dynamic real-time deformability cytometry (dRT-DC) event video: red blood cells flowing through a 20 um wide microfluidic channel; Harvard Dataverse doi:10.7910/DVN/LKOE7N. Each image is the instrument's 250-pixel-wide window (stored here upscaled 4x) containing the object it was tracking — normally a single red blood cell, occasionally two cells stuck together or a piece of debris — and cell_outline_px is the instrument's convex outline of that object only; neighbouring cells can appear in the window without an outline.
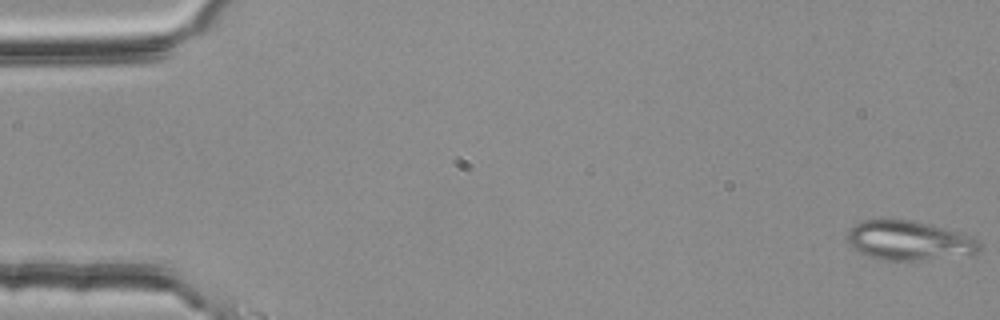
{"species": "common noctule bat (a hibernating species)", "species_latin": "Nyctalus noctula", "temperature_condition": "room temperature", "stored_images_in_passage": 64, "camera_frame_rate_fps": 3000, "um_per_image_px": 0.085, "animal": {"sex": "female", "body_mass_g": 25.1}, "frame": {"image": 1, "passage_image": 1, "time_ms": 0.0, "image_size_px": [1000, 320], "cell_outline_px": [[980, 252], [976, 256], [920, 260], [884, 260], [868, 256], [852, 248], [848, 240], [848, 232], [856, 224], [864, 220], [880, 216], [912, 220], [964, 232], [980, 240]], "centroid_in_image_um": [77.36, 20.43], "position_along_channel_um": 7.6, "area_um2": 31.56}}